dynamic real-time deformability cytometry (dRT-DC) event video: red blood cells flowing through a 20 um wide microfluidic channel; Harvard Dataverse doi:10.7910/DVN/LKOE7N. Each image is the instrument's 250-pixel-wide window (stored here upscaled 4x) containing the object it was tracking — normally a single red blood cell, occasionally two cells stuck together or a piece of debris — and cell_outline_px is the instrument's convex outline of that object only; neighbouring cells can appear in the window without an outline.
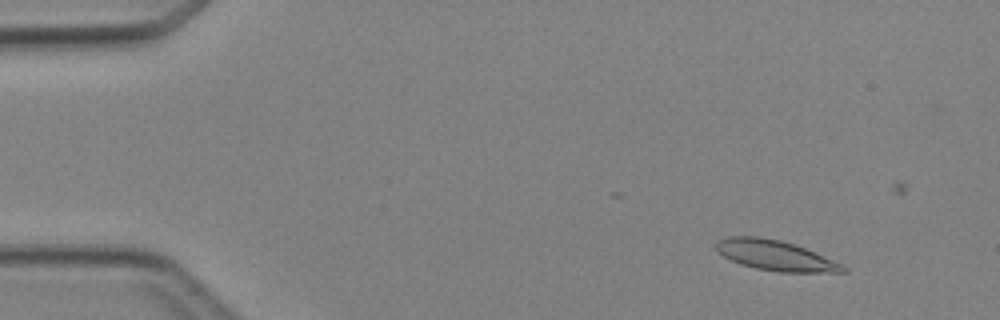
{"species": "Egyptian fruit bat (a non-hibernating species)", "species_latin": "Rousettus aegyptiacus", "temperature_condition": "cold", "stored_images_in_passage": 5, "camera_frame_rate_fps": 3000, "um_per_image_px": 0.085, "animal": {"sex": "female"}, "frame": {"image": 1, "passage_image": 2, "time_ms": 1.0, "image_size_px": [1000, 320], "cell_outline_px": [[848, 272], [780, 272], [756, 268], [740, 264], [716, 252], [712, 244], [716, 240], [724, 236], [760, 236], [780, 240], [804, 248], [832, 260], [848, 268]], "centroid_in_image_um": [65.79, 21.69], "position_along_channel_um": 19.2, "area_um2": 22.37}}